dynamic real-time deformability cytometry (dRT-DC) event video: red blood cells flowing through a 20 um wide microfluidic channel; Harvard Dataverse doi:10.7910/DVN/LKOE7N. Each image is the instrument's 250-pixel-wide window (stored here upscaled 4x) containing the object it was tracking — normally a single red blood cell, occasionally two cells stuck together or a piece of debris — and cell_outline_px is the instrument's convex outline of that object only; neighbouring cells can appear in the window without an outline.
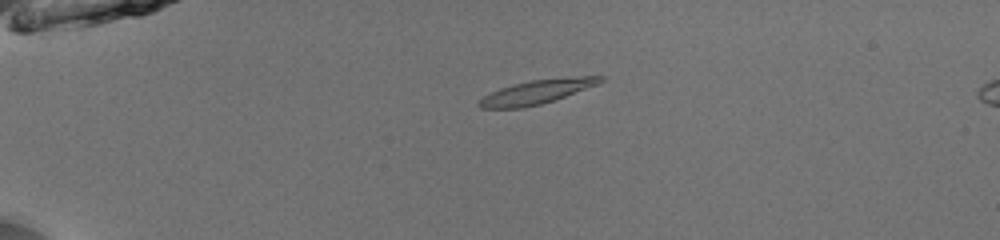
{"species": "common noctule bat (a hibernating species)", "species_latin": "Nyctalus noctula", "temperature_condition": "room temperature", "stored_images_in_passage": 40, "camera_frame_rate_fps": 3000, "um_per_image_px": 0.085, "animal": {"sex": "male", "body_mass_g": 13.0, "forearm_length_mm": 53.1}, "frame": {"image": 1, "passage_image": 1, "time_ms": 0.0, "image_size_px": [1000, 240], "cell_outline_px": [[604, 80], [600, 84], [540, 104], [524, 108], [480, 108], [476, 104], [476, 100], [500, 88], [512, 84], [532, 80], [580, 76], [604, 76]], "centroid_in_image_um": [45.6, 7.81], "position_along_channel_um": 39.4, "area_um2": 16.94}}
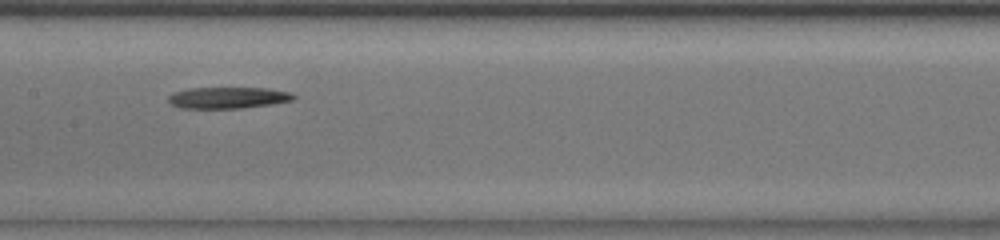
{"frame": {"image": 2, "passage_image": 16, "time_ms": 5.0, "image_size_px": [1000, 240], "cell_outline_px": [[296, 100], [272, 104], [244, 108], [180, 108], [172, 104], [168, 100], [168, 96], [172, 92], [188, 88], [268, 88], [292, 92], [296, 96]], "centroid_in_image_um": [19.42, 8.3], "position_along_channel_um": 188.0, "area_um2": 15.84}}
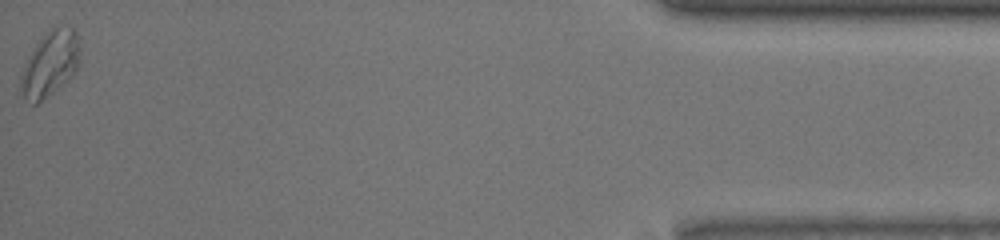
{"frame": {"image": 3, "passage_image": 40, "time_ms": 13.0, "image_size_px": [1000, 240], "cell_outline_px": [[80, 64], [76, 72], [68, 80], [36, 104], [32, 104], [24, 96], [20, 88], [20, 76], [24, 64], [32, 48], [56, 24], [72, 28], [76, 32], [80, 52]], "centroid_in_image_um": [4.27, 5.4], "position_along_channel_um": 430.9, "area_um2": 22.48}}